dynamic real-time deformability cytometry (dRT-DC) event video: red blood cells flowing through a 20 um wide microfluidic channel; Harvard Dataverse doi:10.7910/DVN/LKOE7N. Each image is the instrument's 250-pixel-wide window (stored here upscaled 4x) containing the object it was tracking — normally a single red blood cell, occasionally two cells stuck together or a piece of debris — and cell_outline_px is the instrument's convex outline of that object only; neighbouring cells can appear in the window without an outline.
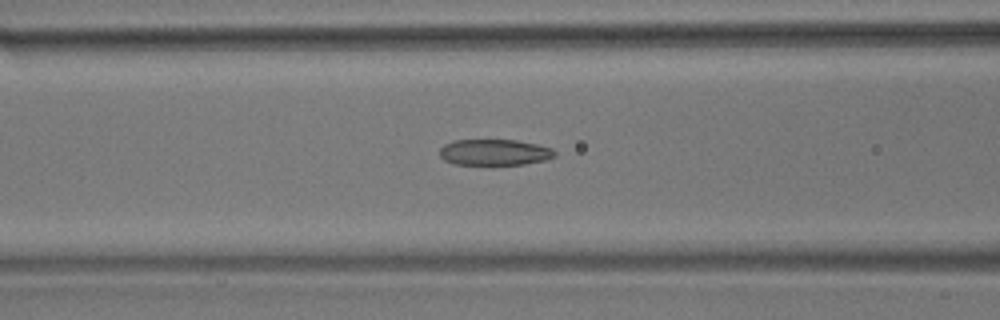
{"species": "common noctule bat (a hibernating species)", "species_latin": "Nyctalus noctula", "temperature_condition": "room temperature", "stored_images_in_passage": 35, "camera_frame_rate_fps": 3000, "um_per_image_px": 0.085, "animal": {"sex": "male", "body_mass_g": 17.9}, "frame": {"image": 1, "passage_image": 9, "time_ms": 2.667, "image_size_px": [1000, 320], "cell_outline_px": [[556, 156], [544, 160], [524, 164], [452, 164], [444, 160], [440, 156], [440, 148], [444, 144], [452, 140], [516, 140], [536, 144], [552, 148], [556, 152]], "centroid_in_image_um": [42.01, 12.94], "position_along_channel_um": 124.6, "area_um2": 17.46}}
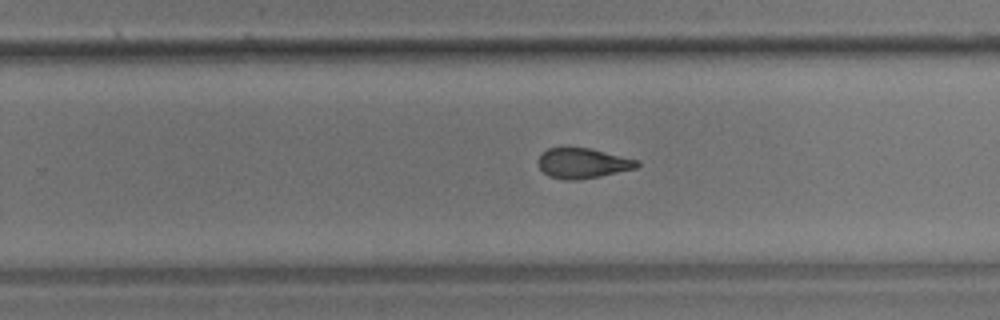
{"frame": {"image": 2, "passage_image": 22, "time_ms": 7.0, "image_size_px": [1000, 320], "cell_outline_px": [[640, 164], [636, 168], [600, 176], [576, 180], [564, 180], [548, 176], [540, 168], [536, 160], [548, 148], [588, 148], [640, 160]], "centroid_in_image_um": [49.53, 13.88], "position_along_channel_um": 280.3, "area_um2": 17.28}}
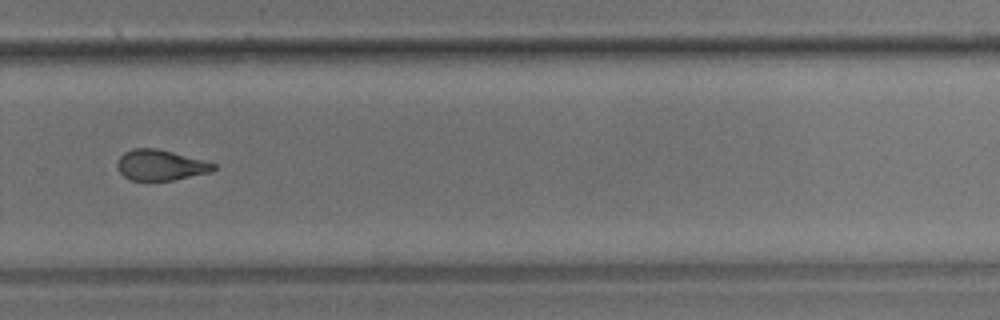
{"frame": {"image": 3, "passage_image": 25, "time_ms": 8.0, "image_size_px": [1000, 320], "cell_outline_px": [[216, 168], [212, 172], [172, 180], [132, 180], [124, 176], [116, 168], [116, 160], [124, 152], [132, 148], [156, 148], [172, 152], [216, 164]], "centroid_in_image_um": [13.6, 14.03], "position_along_channel_um": 316.2, "area_um2": 17.11}, "authors_computed_cell_mechanics": {"area_um2": 18.6694, "velocity_mm_per_s": 3.5963, "shape_relaxation_time_tau1_ms": null, "shape_relaxation_time_tau2_ms": 3.5805, "deformation_change_tau1": null, "deformation_change_tau2": 0.1169}}